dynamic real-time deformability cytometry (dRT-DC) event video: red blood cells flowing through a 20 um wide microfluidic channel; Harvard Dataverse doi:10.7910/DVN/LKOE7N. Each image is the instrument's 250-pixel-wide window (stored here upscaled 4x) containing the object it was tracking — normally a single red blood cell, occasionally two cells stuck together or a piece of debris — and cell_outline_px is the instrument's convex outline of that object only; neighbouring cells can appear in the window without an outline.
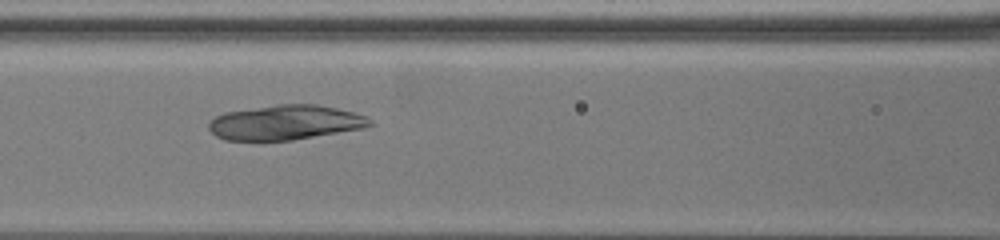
{"species": "common noctule bat (a hibernating species)", "species_latin": "Nyctalus noctula", "temperature_condition": "warm", "stored_images_in_passage": 27, "camera_frame_rate_fps": 3000, "um_per_image_px": 0.085, "animal": {"sex": "female", "body_mass_g": 19.5, "forearm_length_mm": 54.1}, "frame": {"image": 1, "passage_image": 8, "time_ms": 2.333, "image_size_px": [1000, 240], "cell_outline_px": [[372, 124], [364, 128], [292, 140], [260, 144], [224, 140], [216, 136], [208, 128], [208, 124], [216, 116], [224, 112], [276, 104], [316, 104], [336, 108], [368, 116], [372, 120]], "centroid_in_image_um": [24.19, 10.45], "position_along_channel_um": 142.4, "area_um2": 33.58}}
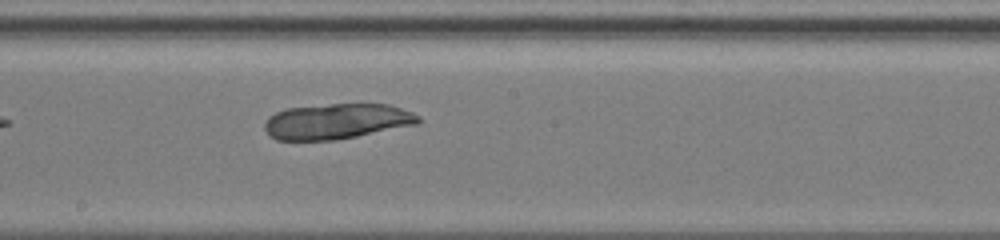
{"frame": {"image": 2, "passage_image": 16, "time_ms": 5.0, "image_size_px": [1000, 240], "cell_outline_px": [[420, 124], [336, 140], [276, 140], [268, 136], [264, 128], [264, 124], [268, 116], [276, 112], [288, 108], [332, 104], [388, 104], [412, 112], [420, 116]], "centroid_in_image_um": [28.62, 10.32], "position_along_channel_um": 219.6, "area_um2": 31.91}}
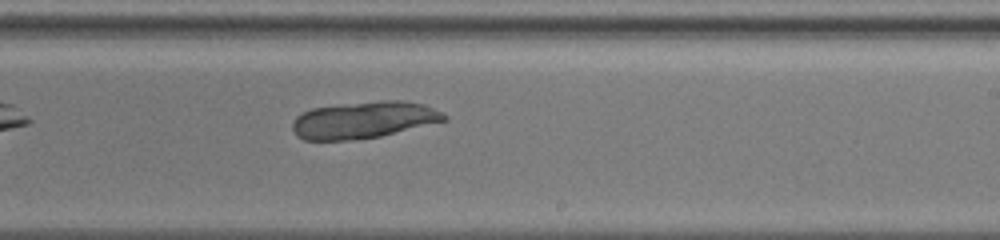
{"frame": {"image": 3, "passage_image": 20, "time_ms": 6.333, "image_size_px": [1000, 240], "cell_outline_px": [[448, 120], [380, 136], [348, 140], [304, 140], [296, 136], [292, 128], [292, 124], [296, 116], [300, 112], [312, 108], [380, 100], [404, 100], [424, 104], [444, 112], [448, 116]], "centroid_in_image_um": [30.93, 10.19], "position_along_channel_um": 258.1, "area_um2": 32.71}}